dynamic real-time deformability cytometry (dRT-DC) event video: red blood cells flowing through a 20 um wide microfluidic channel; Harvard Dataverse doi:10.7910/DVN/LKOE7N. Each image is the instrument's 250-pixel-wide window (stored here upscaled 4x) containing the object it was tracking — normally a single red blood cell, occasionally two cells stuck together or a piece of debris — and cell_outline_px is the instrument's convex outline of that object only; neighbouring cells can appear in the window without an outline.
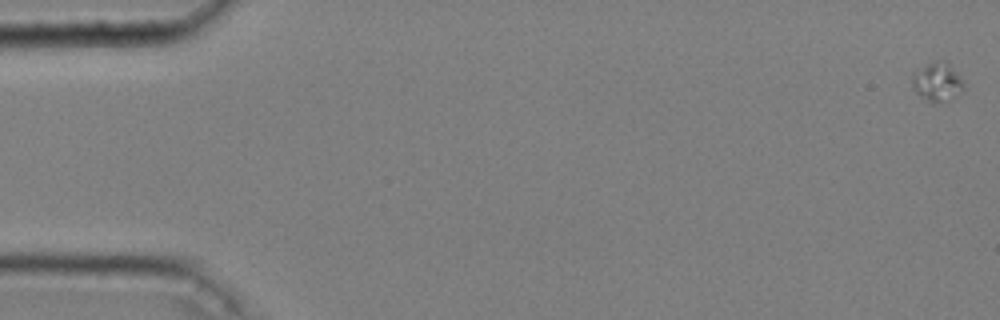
{"species": "common noctule bat (a hibernating species)", "species_latin": "Nyctalus noctula", "temperature_condition": "cold", "stored_images_in_passage": 10, "segment_of_instrument_passage": [1, 2], "camera_frame_rate_fps": 3000, "um_per_image_px": 0.085, "animal": {"sex": "male", "body_mass_g": 20.4}, "frame": {"image": 1, "passage_image": 2, "time_ms": 0.333, "image_size_px": [1000, 320], "cell_outline_px": [[964, 84], [960, 88], [940, 100], [932, 100], [916, 92], [912, 88], [912, 76], [928, 64], [936, 60], [944, 60], [960, 76]], "centroid_in_image_um": [79.61, 6.86], "position_along_channel_um": 5.4, "area_um2": 10.23}}